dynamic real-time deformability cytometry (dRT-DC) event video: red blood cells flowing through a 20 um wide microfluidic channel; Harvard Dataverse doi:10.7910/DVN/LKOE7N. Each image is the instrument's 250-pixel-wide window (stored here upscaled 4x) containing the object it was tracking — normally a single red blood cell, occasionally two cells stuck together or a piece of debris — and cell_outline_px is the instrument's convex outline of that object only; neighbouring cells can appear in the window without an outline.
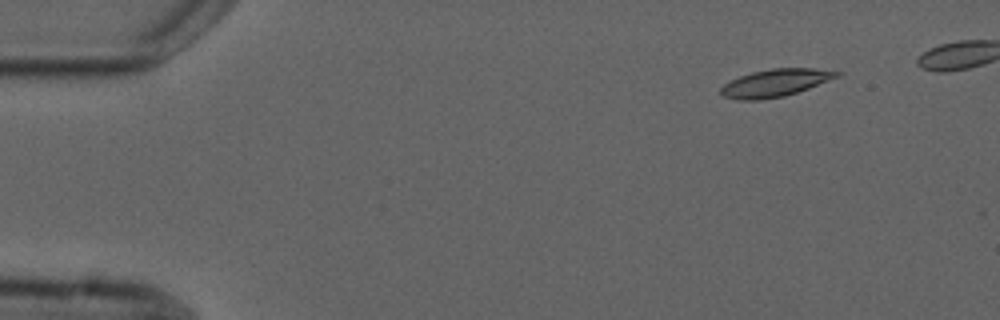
{"species": "common noctule bat (a hibernating species)", "species_latin": "Nyctalus noctula", "temperature_condition": "cold", "stored_images_in_passage": 9, "camera_frame_rate_fps": 3000, "um_per_image_px": 0.085, "animal": {"sex": "male", "forearm_length_mm": 52.5}, "frame": {"image": 1, "passage_image": 2, "time_ms": 1.0, "image_size_px": [1000, 320], "cell_outline_px": [[844, 72], [840, 76], [808, 88], [784, 96], [760, 100], [736, 100], [720, 96], [720, 88], [724, 84], [740, 76], [752, 72], [772, 68], [812, 68]], "centroid_in_image_um": [65.87, 7.05], "position_along_channel_um": 19.1, "area_um2": 18.61}}
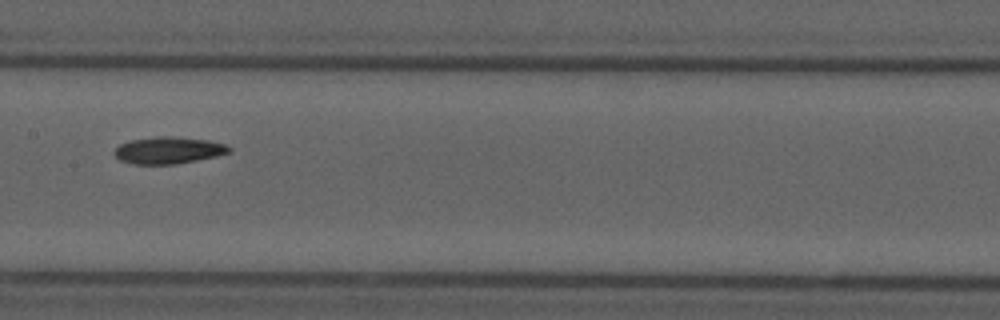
{"frame": {"image": 2, "passage_image": 7, "time_ms": 8.333, "image_size_px": [1000, 320], "cell_outline_px": [[232, 152], [216, 156], [176, 164], [132, 164], [120, 160], [112, 152], [120, 144], [132, 140], [160, 136], [168, 136], [208, 140], [224, 144], [232, 148]], "centroid_in_image_um": [14.32, 12.78], "position_along_channel_um": 193.1, "area_um2": 17.86}}
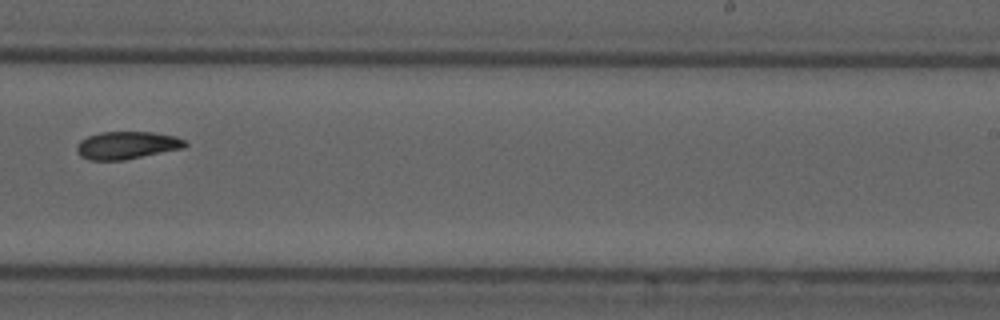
{"frame": {"image": 3, "passage_image": 9, "time_ms": 10.667, "image_size_px": [1000, 320], "cell_outline_px": [[188, 144], [184, 148], [124, 160], [88, 160], [80, 156], [76, 152], [76, 144], [80, 140], [88, 136], [100, 132], [152, 132], [176, 136], [184, 140]], "centroid_in_image_um": [10.76, 12.35], "position_along_channel_um": 278.2, "area_um2": 17.57}}